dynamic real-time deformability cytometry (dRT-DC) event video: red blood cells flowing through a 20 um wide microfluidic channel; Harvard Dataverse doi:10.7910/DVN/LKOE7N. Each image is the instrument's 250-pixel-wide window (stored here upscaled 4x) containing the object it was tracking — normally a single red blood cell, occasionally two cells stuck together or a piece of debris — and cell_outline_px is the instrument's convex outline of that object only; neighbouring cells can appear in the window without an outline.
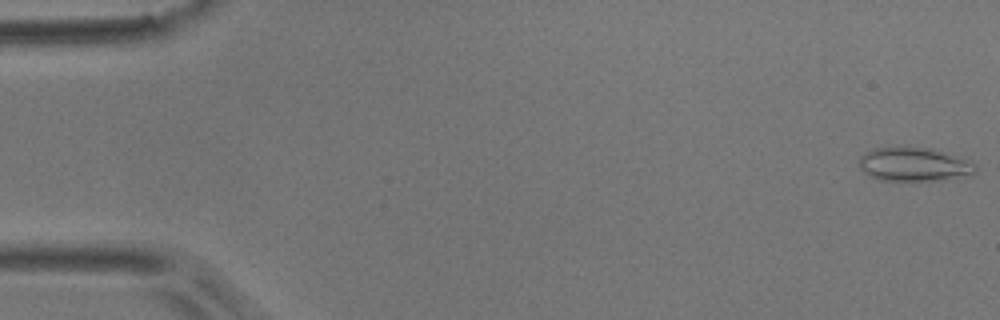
{"species": "common noctule bat (a hibernating species)", "species_latin": "Nyctalus noctula", "temperature_condition": "room temperature", "stored_images_in_passage": 54, "camera_frame_rate_fps": 3000, "um_per_image_px": 0.085, "animal": {"sex": "male", "body_mass_g": 17.9}, "frame": {"image": 1, "passage_image": 1, "time_ms": 0.0, "image_size_px": [1000, 320], "cell_outline_px": [[976, 172], [972, 176], [940, 180], [880, 180], [868, 176], [860, 168], [860, 156], [864, 152], [872, 148], [932, 148], [972, 160], [976, 164]], "centroid_in_image_um": [77.76, 13.98], "position_along_channel_um": 7.2, "area_um2": 23.12}}
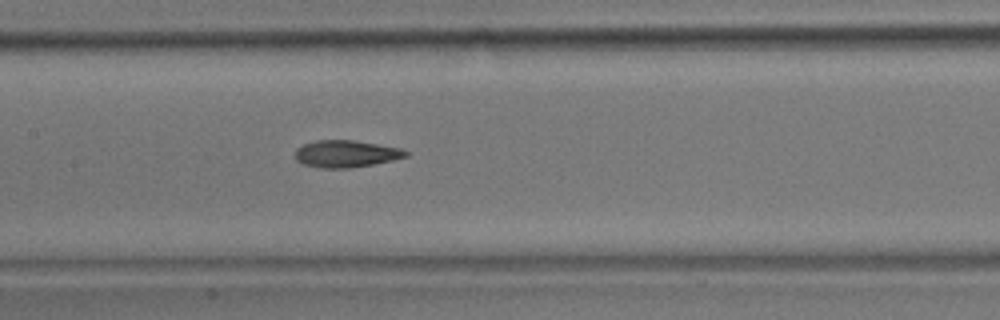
{"frame": {"image": 2, "passage_image": 26, "time_ms": 8.333, "image_size_px": [1000, 320], "cell_outline_px": [[408, 156], [392, 160], [352, 168], [320, 168], [304, 164], [296, 160], [296, 148], [304, 144], [316, 140], [352, 140], [400, 148], [408, 152]], "centroid_in_image_um": [29.39, 13.07], "position_along_channel_um": 178.0, "area_um2": 17.28}}
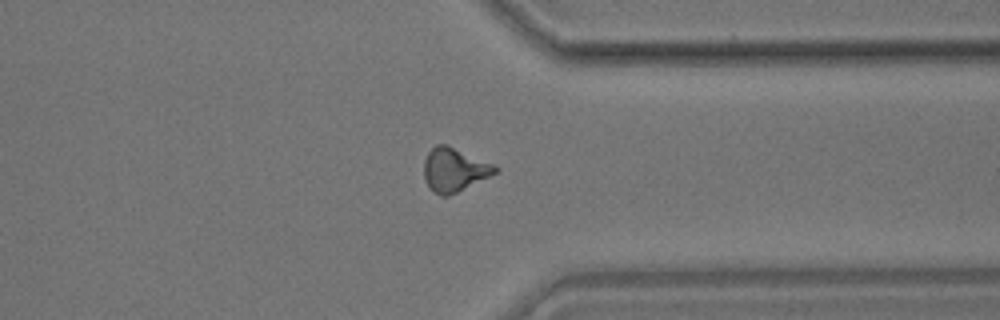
{"frame": {"image": 3, "passage_image": 42, "time_ms": 13.667, "image_size_px": [1000, 320], "cell_outline_px": [[500, 168], [496, 172], [448, 196], [440, 196], [432, 192], [424, 176], [424, 160], [428, 152], [436, 144], [448, 144], [492, 164]], "centroid_in_image_um": [38.57, 14.41], "position_along_channel_um": 372.8, "area_um2": 17.8}, "authors_computed_cell_mechanics": {"area_um2": 17.5423, "velocity_mm_per_s": 3.7103, "shape_relaxation_time_tau1_ms": 6.3087, "shape_relaxation_time_tau2_ms": 3.5673, "deformation_change_tau1": 0.1656, "deformation_change_tau2": 0.1247}}